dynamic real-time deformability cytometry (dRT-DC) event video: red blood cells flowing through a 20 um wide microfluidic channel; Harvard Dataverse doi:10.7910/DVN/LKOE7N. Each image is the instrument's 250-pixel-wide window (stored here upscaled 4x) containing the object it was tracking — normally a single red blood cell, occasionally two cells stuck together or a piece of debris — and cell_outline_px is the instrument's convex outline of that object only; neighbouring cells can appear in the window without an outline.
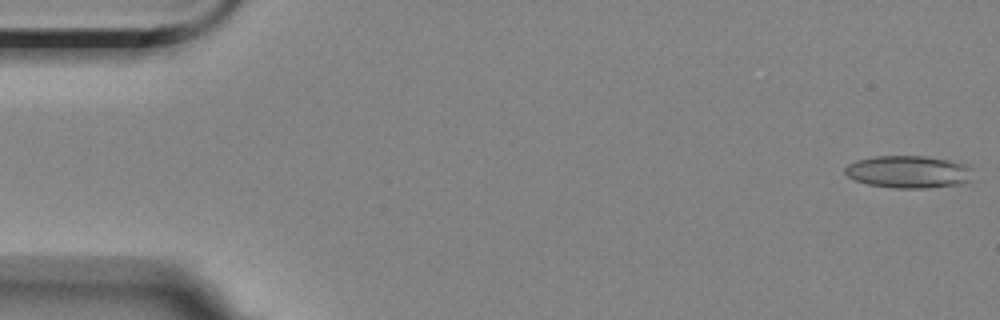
{"species": "Egyptian fruit bat (a non-hibernating species)", "species_latin": "Rousettus aegyptiacus", "temperature_condition": "room temperature", "stored_images_in_passage": 6, "segment_of_instrument_passage": [1, 2], "camera_frame_rate_fps": 3000, "um_per_image_px": 0.085, "animal": {"sex": "female"}, "frame": {"image": 1, "passage_image": 1, "time_ms": 0.0, "image_size_px": [1000, 320], "cell_outline_px": [[972, 180], [960, 184], [924, 188], [892, 188], [868, 184], [856, 180], [848, 176], [844, 172], [844, 168], [848, 164], [856, 160], [876, 156], [924, 156], [948, 160], [968, 164], [972, 168]], "centroid_in_image_um": [77.25, 14.6], "position_along_channel_um": 7.8, "area_um2": 24.28}}
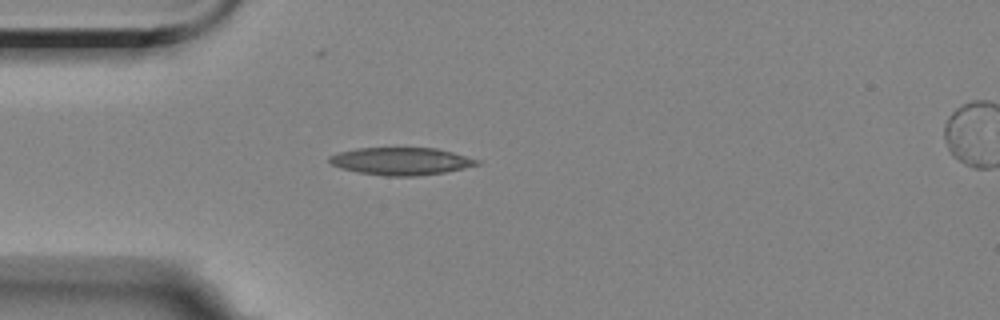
{"frame": {"image": 2, "passage_image": 5, "time_ms": 4.667, "image_size_px": [1000, 320], "cell_outline_px": [[480, 164], [464, 168], [444, 172], [412, 176], [388, 176], [360, 172], [344, 168], [332, 164], [328, 160], [328, 156], [340, 152], [356, 148], [436, 148], [452, 152], [480, 160]], "centroid_in_image_um": [34.11, 13.69], "position_along_channel_um": 50.9, "area_um2": 23.29}}